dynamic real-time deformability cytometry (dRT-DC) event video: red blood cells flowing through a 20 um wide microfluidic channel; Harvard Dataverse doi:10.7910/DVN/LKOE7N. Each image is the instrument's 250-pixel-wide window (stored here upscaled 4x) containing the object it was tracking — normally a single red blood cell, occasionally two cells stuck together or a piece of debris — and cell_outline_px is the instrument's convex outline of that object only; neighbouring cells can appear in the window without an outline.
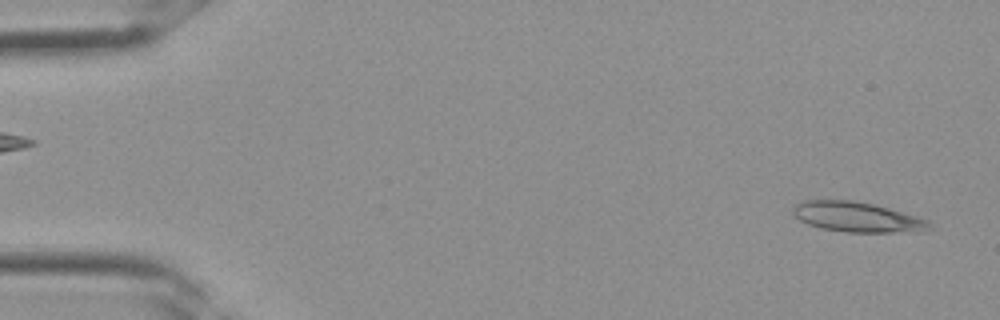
{"species": "Egyptian fruit bat (a non-hibernating species)", "species_latin": "Rousettus aegyptiacus", "temperature_condition": "room temperature", "stored_images_in_passage": 4, "segment_of_instrument_passage": [2, 2], "camera_frame_rate_fps": 3000, "um_per_image_px": 0.085, "frame": {"image": 1, "passage_image": 4, "time_ms": 1.0, "image_size_px": [1000, 320], "cell_outline_px": [[932, 228], [912, 232], [844, 232], [820, 228], [808, 224], [792, 216], [792, 208], [796, 204], [804, 200], [852, 200], [872, 204], [920, 216], [928, 220], [932, 224]], "centroid_in_image_um": [72.85, 18.45], "position_along_channel_um": 12.1, "area_um2": 24.1}}